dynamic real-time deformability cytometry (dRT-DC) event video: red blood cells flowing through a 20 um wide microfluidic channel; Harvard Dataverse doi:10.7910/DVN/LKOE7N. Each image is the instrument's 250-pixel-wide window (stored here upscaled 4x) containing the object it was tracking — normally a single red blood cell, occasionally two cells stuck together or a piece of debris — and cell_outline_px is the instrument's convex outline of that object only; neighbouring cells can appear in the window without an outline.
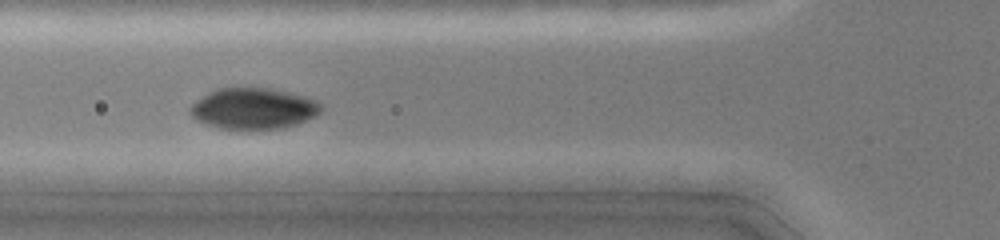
{"species": "common noctule bat (a hibernating species)", "species_latin": "Nyctalus noctula", "temperature_condition": "cold", "stored_images_in_passage": 23, "camera_frame_rate_fps": 3000, "um_per_image_px": 0.085, "animal": {"sex": "female", "body_mass_g": 19.0, "forearm_length_mm": 51.5}, "frame": {"image": 1, "passage_image": 17, "time_ms": 5.333, "image_size_px": [1000, 240], "cell_outline_px": [[320, 112], [316, 116], [296, 124], [280, 128], [220, 128], [196, 120], [188, 112], [188, 108], [196, 100], [208, 92], [216, 88], [232, 84], [272, 88], [292, 92], [308, 96], [316, 100], [320, 104]], "centroid_in_image_um": [21.51, 9.15], "position_along_channel_um": 104.3, "area_um2": 32.08}}